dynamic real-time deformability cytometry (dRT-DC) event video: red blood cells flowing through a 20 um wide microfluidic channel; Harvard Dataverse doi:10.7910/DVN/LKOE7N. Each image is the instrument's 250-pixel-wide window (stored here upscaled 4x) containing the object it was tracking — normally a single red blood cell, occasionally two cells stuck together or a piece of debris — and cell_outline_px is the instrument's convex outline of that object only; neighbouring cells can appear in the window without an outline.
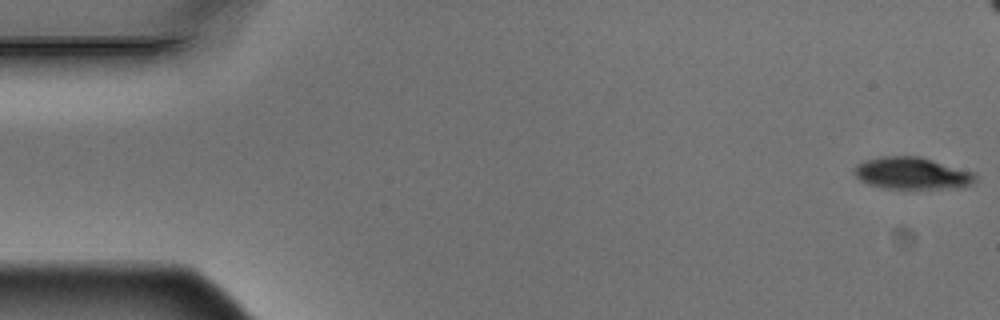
{"species": "Egyptian fruit bat (a non-hibernating species)", "species_latin": "Rousettus aegyptiacus", "temperature_condition": "warm", "stored_images_in_passage": 7, "camera_frame_rate_fps": 3000, "um_per_image_px": 0.085, "animal": {"sex": "male"}, "frame": {"image": 1, "passage_image": 1, "time_ms": 0.0, "image_size_px": [1000, 320], "cell_outline_px": [[976, 184], [964, 188], [884, 188], [868, 184], [860, 180], [852, 172], [852, 168], [856, 164], [864, 160], [880, 156], [920, 156], [976, 172]], "centroid_in_image_um": [77.56, 14.72], "position_along_channel_um": 7.4, "area_um2": 23.12}}
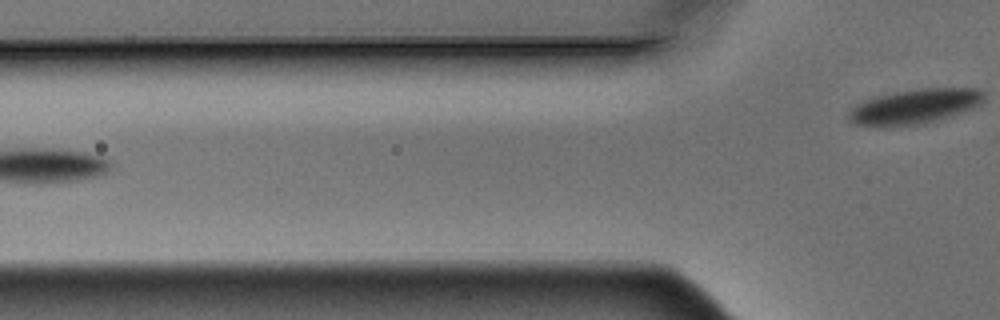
{"frame": {"image": 2, "passage_image": 7, "time_ms": 2.0, "image_size_px": [1000, 320], "cell_outline_px": [[984, 100], [980, 104], [972, 108], [948, 116], [916, 124], [876, 128], [852, 124], [844, 116], [856, 104], [880, 96], [896, 92], [920, 88], [976, 88], [984, 92]], "centroid_in_image_um": [77.67, 9.06], "position_along_channel_um": 48.1, "area_um2": 27.28}}